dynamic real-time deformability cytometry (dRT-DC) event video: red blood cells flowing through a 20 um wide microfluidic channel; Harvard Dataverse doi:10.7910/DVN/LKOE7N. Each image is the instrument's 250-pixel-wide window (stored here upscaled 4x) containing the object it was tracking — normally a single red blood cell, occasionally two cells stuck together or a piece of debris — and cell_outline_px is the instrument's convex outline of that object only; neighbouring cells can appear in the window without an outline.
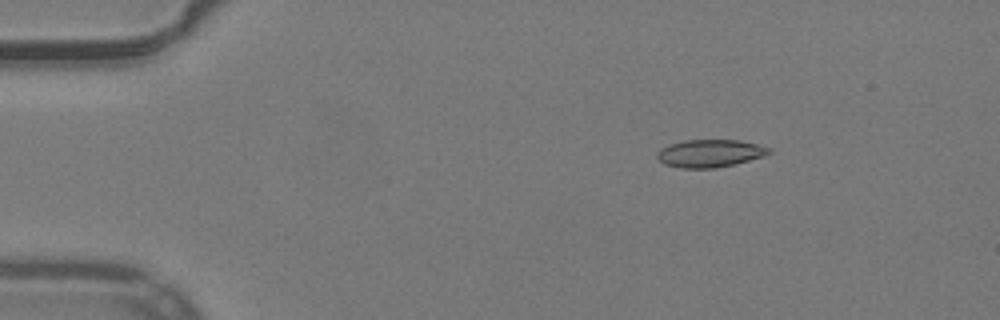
{"species": "common noctule bat (a hibernating species)", "species_latin": "Nyctalus noctula", "temperature_condition": "warm", "stored_images_in_passage": 52, "camera_frame_rate_fps": 3000, "um_per_image_px": 0.085, "animal": {"sex": "male", "body_mass_g": 19.2, "forearm_length_mm": 51.8}, "frame": {"image": 1, "passage_image": 9, "time_ms": 2.667, "image_size_px": [1000, 320], "cell_outline_px": [[772, 152], [764, 156], [736, 164], [716, 168], [680, 168], [664, 164], [656, 156], [656, 152], [660, 148], [668, 144], [684, 140], [740, 140], [772, 148]], "centroid_in_image_um": [60.34, 13.03], "position_along_channel_um": 24.7, "area_um2": 18.26}}
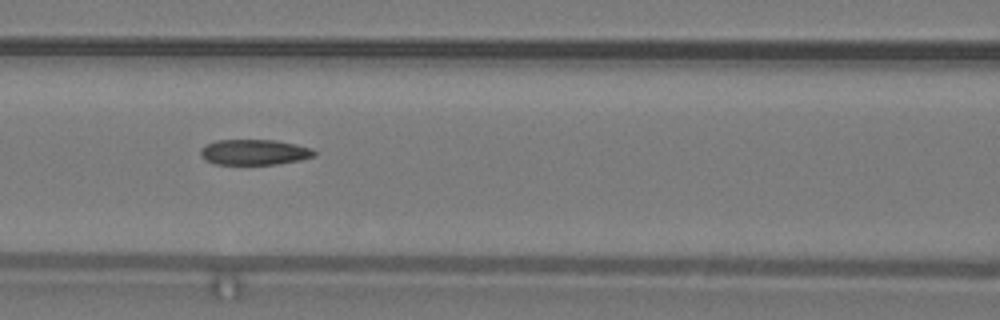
{"frame": {"image": 2, "passage_image": 24, "time_ms": 7.667, "image_size_px": [1000, 320], "cell_outline_px": [[316, 156], [300, 160], [276, 164], [216, 164], [204, 160], [200, 156], [200, 148], [204, 144], [216, 140], [276, 140], [296, 144], [312, 148], [316, 152]], "centroid_in_image_um": [21.59, 12.93], "position_along_channel_um": 145.0, "area_um2": 17.11}}
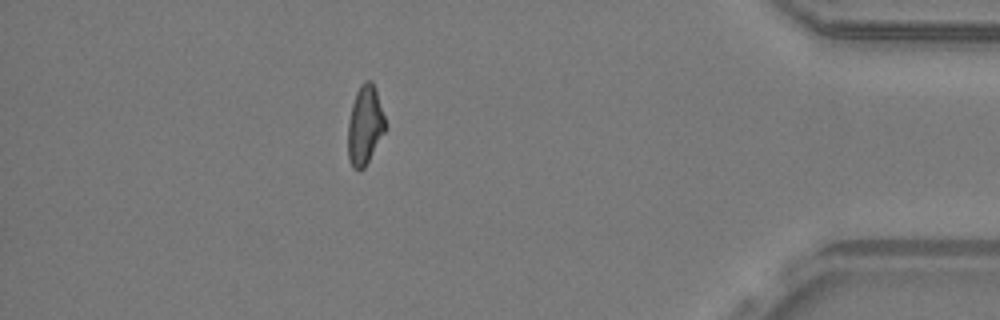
{"frame": {"image": 3, "passage_image": 47, "time_ms": 15.333, "image_size_px": [1000, 320], "cell_outline_px": [[388, 128], [364, 168], [360, 172], [352, 168], [348, 160], [348, 124], [352, 104], [356, 92], [360, 84], [364, 80], [372, 80]], "centroid_in_image_um": [31.02, 10.69], "position_along_channel_um": 404.2, "area_um2": 17.46}}